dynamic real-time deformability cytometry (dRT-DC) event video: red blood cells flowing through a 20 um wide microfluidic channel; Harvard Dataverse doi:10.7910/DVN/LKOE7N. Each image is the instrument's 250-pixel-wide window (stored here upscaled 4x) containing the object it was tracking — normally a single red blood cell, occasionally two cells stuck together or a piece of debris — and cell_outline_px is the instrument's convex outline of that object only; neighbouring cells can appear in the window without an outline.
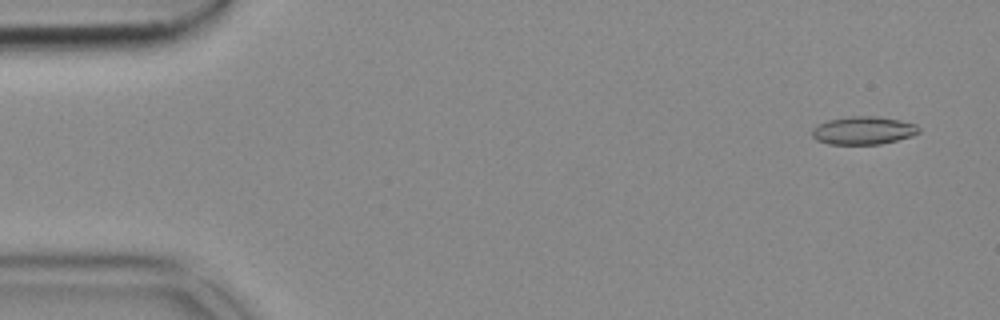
{"species": "common noctule bat (a hibernating species)", "species_latin": "Nyctalus noctula", "temperature_condition": "cold", "stored_images_in_passage": 53, "camera_frame_rate_fps": 3000, "um_per_image_px": 0.085, "animal": {"sex": "female", "body_mass_g": 18.4}, "frame": {"image": 1, "passage_image": 3, "time_ms": 0.667, "image_size_px": [1000, 320], "cell_outline_px": [[920, 132], [912, 136], [880, 144], [828, 144], [816, 140], [812, 136], [812, 128], [816, 124], [828, 120], [848, 116], [876, 116], [900, 120], [916, 124], [920, 128]], "centroid_in_image_um": [73.36, 11.08], "position_along_channel_um": 11.6, "area_um2": 17.57}}
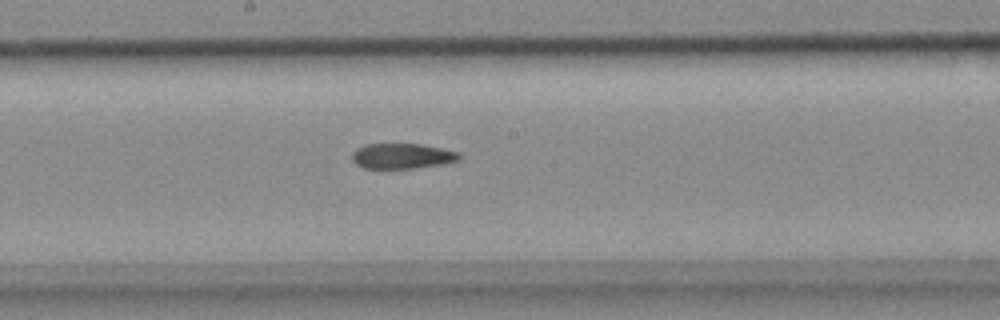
{"frame": {"image": 2, "passage_image": 28, "time_ms": 9.0, "image_size_px": [1000, 320], "cell_outline_px": [[460, 160], [440, 164], [412, 168], [364, 168], [356, 164], [352, 160], [352, 152], [356, 148], [364, 144], [420, 144], [460, 152]], "centroid_in_image_um": [34.15, 13.25], "position_along_channel_um": 214.1, "area_um2": 15.72}}
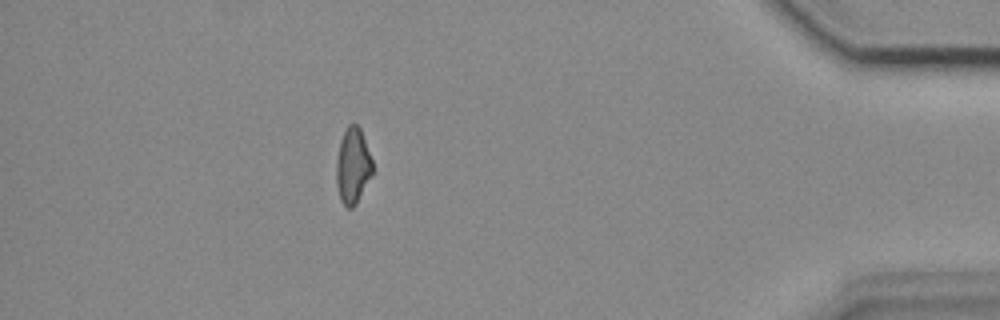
{"frame": {"image": 3, "passage_image": 47, "time_ms": 15.333, "image_size_px": [1000, 320], "cell_outline_px": [[372, 172], [356, 204], [352, 208], [348, 208], [340, 200], [336, 184], [336, 160], [340, 140], [348, 124], [356, 124], [360, 128], [372, 160]], "centroid_in_image_um": [29.96, 14.09], "position_along_channel_um": 405.2, "area_um2": 15.78}}